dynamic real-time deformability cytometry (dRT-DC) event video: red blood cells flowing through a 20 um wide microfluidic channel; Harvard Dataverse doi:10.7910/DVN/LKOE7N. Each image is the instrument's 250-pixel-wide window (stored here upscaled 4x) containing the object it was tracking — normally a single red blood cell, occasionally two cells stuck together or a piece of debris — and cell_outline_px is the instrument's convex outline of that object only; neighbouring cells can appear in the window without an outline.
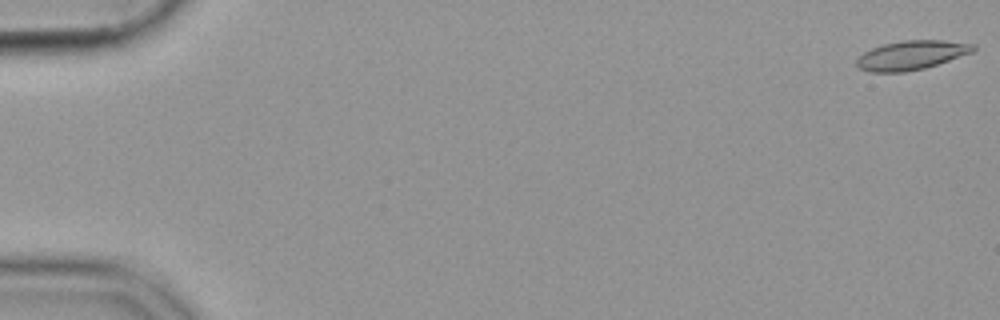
{"species": "common noctule bat (a hibernating species)", "species_latin": "Nyctalus noctula", "temperature_condition": "cold", "stored_images_in_passage": 56, "camera_frame_rate_fps": 3000, "um_per_image_px": 0.085, "animal": {"sex": "female", "body_mass_g": 19.9}, "frame": {"image": 1, "passage_image": 1, "time_ms": 0.0, "image_size_px": [1000, 320], "cell_outline_px": [[976, 48], [972, 52], [924, 68], [904, 72], [872, 72], [860, 68], [856, 64], [856, 60], [864, 52], [872, 48], [884, 44], [904, 40], [944, 40], [976, 44]], "centroid_in_image_um": [77.47, 4.68], "position_along_channel_um": 7.5, "area_um2": 19.54}}
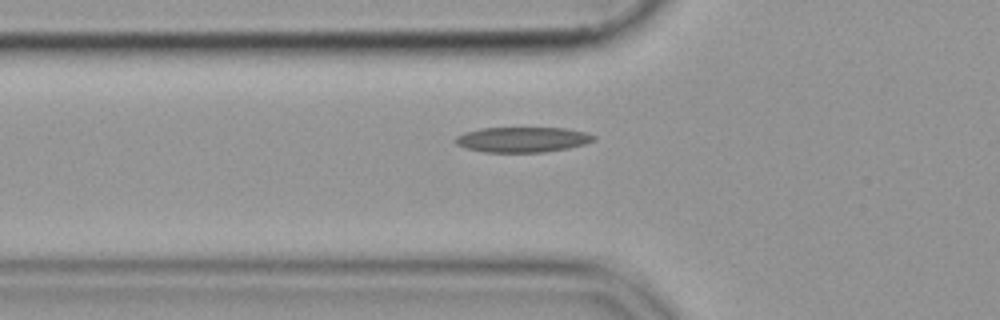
{"frame": {"image": 2, "passage_image": 20, "time_ms": 6.333, "image_size_px": [1000, 320], "cell_outline_px": [[596, 140], [584, 144], [568, 148], [544, 152], [484, 152], [464, 148], [456, 144], [452, 140], [456, 136], [464, 132], [480, 128], [564, 128], [584, 132], [596, 136]], "centroid_in_image_um": [44.36, 11.86], "position_along_channel_um": 81.4, "area_um2": 20.46}}
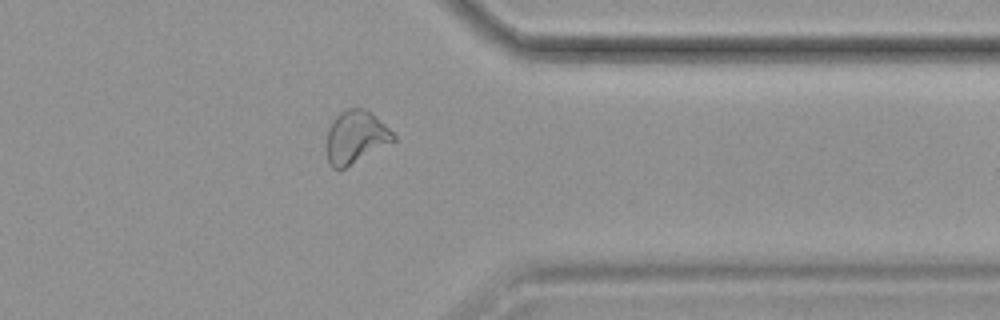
{"frame": {"image": 3, "passage_image": 45, "time_ms": 14.667, "image_size_px": [1000, 320], "cell_outline_px": [[396, 140], [344, 168], [332, 168], [328, 164], [328, 128], [332, 120], [340, 112], [348, 108], [364, 108], [372, 112], [396, 136]], "centroid_in_image_um": [30.24, 11.63], "position_along_channel_um": 381.2, "area_um2": 20.23}}